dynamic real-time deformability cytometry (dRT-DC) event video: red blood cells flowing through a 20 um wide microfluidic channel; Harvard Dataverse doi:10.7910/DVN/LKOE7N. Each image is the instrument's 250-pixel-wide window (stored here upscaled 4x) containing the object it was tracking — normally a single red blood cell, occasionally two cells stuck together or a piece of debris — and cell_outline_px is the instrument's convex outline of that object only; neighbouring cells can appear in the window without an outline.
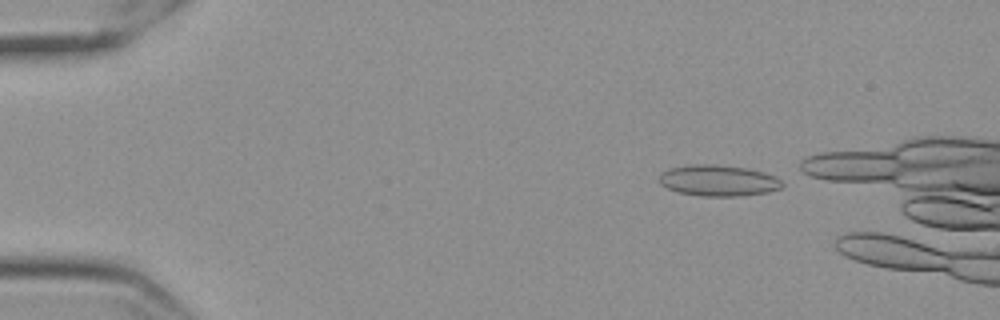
{"species": "Egyptian fruit bat (a non-hibernating species)", "species_latin": "Rousettus aegyptiacus", "temperature_condition": "cold", "stored_images_in_passage": 43, "camera_frame_rate_fps": 3000, "um_per_image_px": 0.085, "frame": {"image": 1, "passage_image": 1, "time_ms": 0.0, "image_size_px": [1000, 320], "cell_outline_px": [[784, 184], [780, 188], [768, 192], [736, 196], [700, 196], [676, 192], [660, 184], [660, 172], [668, 168], [688, 164], [712, 164], [748, 168], [764, 172], [776, 176], [784, 180]], "centroid_in_image_um": [61.06, 15.34], "position_along_channel_um": 23.9, "area_um2": 22.6}}
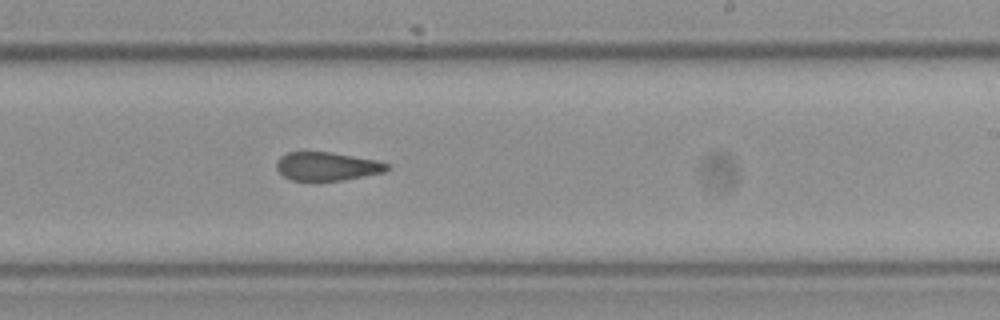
{"frame": {"image": 2, "passage_image": 28, "time_ms": 9.0, "image_size_px": [1000, 320], "cell_outline_px": [[392, 168], [384, 172], [340, 180], [312, 184], [292, 180], [284, 176], [276, 168], [276, 160], [280, 156], [288, 152], [332, 152], [376, 160], [388, 164]], "centroid_in_image_um": [27.75, 14.17], "position_along_channel_um": 261.3, "area_um2": 18.9}}
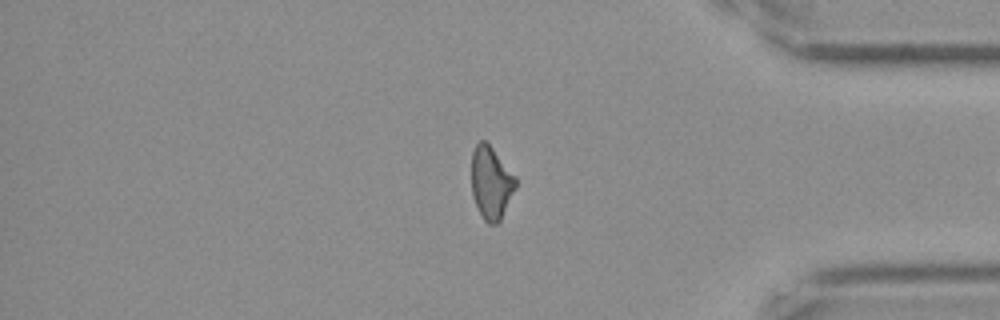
{"frame": {"image": 3, "passage_image": 41, "time_ms": 13.333, "image_size_px": [1000, 320], "cell_outline_px": [[516, 188], [500, 220], [496, 224], [488, 224], [484, 220], [472, 196], [472, 152], [476, 144], [480, 140], [484, 140], [492, 148], [516, 176]], "centroid_in_image_um": [41.74, 15.53], "position_along_channel_um": 393.5, "area_um2": 18.55}, "authors_computed_cell_mechanics": {"area_um2": 19.8832, "velocity_mm_per_s": 3.5465, "shape_relaxation_time_tau1_ms": null, "shape_relaxation_time_tau2_ms": 4.4135, "deformation_change_tau1": null, "deformation_change_tau2": 0.113}}